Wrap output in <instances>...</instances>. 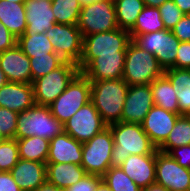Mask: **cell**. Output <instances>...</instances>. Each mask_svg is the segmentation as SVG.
<instances>
[{"instance_id": "cell-1", "label": "cell", "mask_w": 190, "mask_h": 191, "mask_svg": "<svg viewBox=\"0 0 190 191\" xmlns=\"http://www.w3.org/2000/svg\"><path fill=\"white\" fill-rule=\"evenodd\" d=\"M108 127L114 138L111 166L120 167L129 155L156 154L158 149L141 124L117 122Z\"/></svg>"}, {"instance_id": "cell-2", "label": "cell", "mask_w": 190, "mask_h": 191, "mask_svg": "<svg viewBox=\"0 0 190 191\" xmlns=\"http://www.w3.org/2000/svg\"><path fill=\"white\" fill-rule=\"evenodd\" d=\"M91 82L90 101L107 124L121 122L129 85L123 79Z\"/></svg>"}, {"instance_id": "cell-3", "label": "cell", "mask_w": 190, "mask_h": 191, "mask_svg": "<svg viewBox=\"0 0 190 191\" xmlns=\"http://www.w3.org/2000/svg\"><path fill=\"white\" fill-rule=\"evenodd\" d=\"M64 132V124L51 113L49 106L34 104L19 113L15 139L37 136L47 140Z\"/></svg>"}, {"instance_id": "cell-4", "label": "cell", "mask_w": 190, "mask_h": 191, "mask_svg": "<svg viewBox=\"0 0 190 191\" xmlns=\"http://www.w3.org/2000/svg\"><path fill=\"white\" fill-rule=\"evenodd\" d=\"M130 41L129 31L120 28L83 37L82 56L77 64L80 72L100 55H126Z\"/></svg>"}, {"instance_id": "cell-5", "label": "cell", "mask_w": 190, "mask_h": 191, "mask_svg": "<svg viewBox=\"0 0 190 191\" xmlns=\"http://www.w3.org/2000/svg\"><path fill=\"white\" fill-rule=\"evenodd\" d=\"M164 74L155 56L132 40L126 48L122 79L129 85H148Z\"/></svg>"}, {"instance_id": "cell-6", "label": "cell", "mask_w": 190, "mask_h": 191, "mask_svg": "<svg viewBox=\"0 0 190 191\" xmlns=\"http://www.w3.org/2000/svg\"><path fill=\"white\" fill-rule=\"evenodd\" d=\"M80 73L77 64L65 61L60 67L32 82L36 105L49 106Z\"/></svg>"}, {"instance_id": "cell-7", "label": "cell", "mask_w": 190, "mask_h": 191, "mask_svg": "<svg viewBox=\"0 0 190 191\" xmlns=\"http://www.w3.org/2000/svg\"><path fill=\"white\" fill-rule=\"evenodd\" d=\"M114 138L109 127L83 143L81 166L87 174L102 177L112 166Z\"/></svg>"}, {"instance_id": "cell-8", "label": "cell", "mask_w": 190, "mask_h": 191, "mask_svg": "<svg viewBox=\"0 0 190 191\" xmlns=\"http://www.w3.org/2000/svg\"><path fill=\"white\" fill-rule=\"evenodd\" d=\"M90 96L91 82L80 72L49 108L52 115L64 124L77 110L90 102Z\"/></svg>"}, {"instance_id": "cell-9", "label": "cell", "mask_w": 190, "mask_h": 191, "mask_svg": "<svg viewBox=\"0 0 190 191\" xmlns=\"http://www.w3.org/2000/svg\"><path fill=\"white\" fill-rule=\"evenodd\" d=\"M77 27L82 37L117 29L115 5L108 0H98L82 6Z\"/></svg>"}, {"instance_id": "cell-10", "label": "cell", "mask_w": 190, "mask_h": 191, "mask_svg": "<svg viewBox=\"0 0 190 191\" xmlns=\"http://www.w3.org/2000/svg\"><path fill=\"white\" fill-rule=\"evenodd\" d=\"M132 41L138 47L153 54L163 70L174 66L180 41L171 30L136 35Z\"/></svg>"}, {"instance_id": "cell-11", "label": "cell", "mask_w": 190, "mask_h": 191, "mask_svg": "<svg viewBox=\"0 0 190 191\" xmlns=\"http://www.w3.org/2000/svg\"><path fill=\"white\" fill-rule=\"evenodd\" d=\"M54 51L65 61L78 64L82 56L83 37L77 25L55 23L45 31Z\"/></svg>"}, {"instance_id": "cell-12", "label": "cell", "mask_w": 190, "mask_h": 191, "mask_svg": "<svg viewBox=\"0 0 190 191\" xmlns=\"http://www.w3.org/2000/svg\"><path fill=\"white\" fill-rule=\"evenodd\" d=\"M108 125L90 101L64 123V132L81 143L92 139Z\"/></svg>"}, {"instance_id": "cell-13", "label": "cell", "mask_w": 190, "mask_h": 191, "mask_svg": "<svg viewBox=\"0 0 190 191\" xmlns=\"http://www.w3.org/2000/svg\"><path fill=\"white\" fill-rule=\"evenodd\" d=\"M155 182L169 191H190V169L180 166L168 153L157 150Z\"/></svg>"}, {"instance_id": "cell-14", "label": "cell", "mask_w": 190, "mask_h": 191, "mask_svg": "<svg viewBox=\"0 0 190 191\" xmlns=\"http://www.w3.org/2000/svg\"><path fill=\"white\" fill-rule=\"evenodd\" d=\"M153 106L154 101L150 84L129 86L121 122L142 124Z\"/></svg>"}, {"instance_id": "cell-15", "label": "cell", "mask_w": 190, "mask_h": 191, "mask_svg": "<svg viewBox=\"0 0 190 191\" xmlns=\"http://www.w3.org/2000/svg\"><path fill=\"white\" fill-rule=\"evenodd\" d=\"M179 116L156 105L147 113L141 125L157 149L166 141Z\"/></svg>"}, {"instance_id": "cell-16", "label": "cell", "mask_w": 190, "mask_h": 191, "mask_svg": "<svg viewBox=\"0 0 190 191\" xmlns=\"http://www.w3.org/2000/svg\"><path fill=\"white\" fill-rule=\"evenodd\" d=\"M0 68L9 82L32 84L30 58L17 44L0 53Z\"/></svg>"}, {"instance_id": "cell-17", "label": "cell", "mask_w": 190, "mask_h": 191, "mask_svg": "<svg viewBox=\"0 0 190 191\" xmlns=\"http://www.w3.org/2000/svg\"><path fill=\"white\" fill-rule=\"evenodd\" d=\"M125 55H100L94 58L81 73L90 81L122 79Z\"/></svg>"}, {"instance_id": "cell-18", "label": "cell", "mask_w": 190, "mask_h": 191, "mask_svg": "<svg viewBox=\"0 0 190 191\" xmlns=\"http://www.w3.org/2000/svg\"><path fill=\"white\" fill-rule=\"evenodd\" d=\"M83 143L63 132L50 140L46 163H72L81 165Z\"/></svg>"}, {"instance_id": "cell-19", "label": "cell", "mask_w": 190, "mask_h": 191, "mask_svg": "<svg viewBox=\"0 0 190 191\" xmlns=\"http://www.w3.org/2000/svg\"><path fill=\"white\" fill-rule=\"evenodd\" d=\"M22 191H35L47 181L46 163L19 159L10 171Z\"/></svg>"}, {"instance_id": "cell-20", "label": "cell", "mask_w": 190, "mask_h": 191, "mask_svg": "<svg viewBox=\"0 0 190 191\" xmlns=\"http://www.w3.org/2000/svg\"><path fill=\"white\" fill-rule=\"evenodd\" d=\"M156 154L129 155L120 168L141 189L155 183Z\"/></svg>"}, {"instance_id": "cell-21", "label": "cell", "mask_w": 190, "mask_h": 191, "mask_svg": "<svg viewBox=\"0 0 190 191\" xmlns=\"http://www.w3.org/2000/svg\"><path fill=\"white\" fill-rule=\"evenodd\" d=\"M34 104L32 84L8 82L0 88V107L21 113Z\"/></svg>"}, {"instance_id": "cell-22", "label": "cell", "mask_w": 190, "mask_h": 191, "mask_svg": "<svg viewBox=\"0 0 190 191\" xmlns=\"http://www.w3.org/2000/svg\"><path fill=\"white\" fill-rule=\"evenodd\" d=\"M27 34L45 33L55 25V16L51 8V2L26 0Z\"/></svg>"}, {"instance_id": "cell-23", "label": "cell", "mask_w": 190, "mask_h": 191, "mask_svg": "<svg viewBox=\"0 0 190 191\" xmlns=\"http://www.w3.org/2000/svg\"><path fill=\"white\" fill-rule=\"evenodd\" d=\"M47 181L59 189H66L79 180L87 173L81 165L72 163H46Z\"/></svg>"}, {"instance_id": "cell-24", "label": "cell", "mask_w": 190, "mask_h": 191, "mask_svg": "<svg viewBox=\"0 0 190 191\" xmlns=\"http://www.w3.org/2000/svg\"><path fill=\"white\" fill-rule=\"evenodd\" d=\"M25 14L24 3L0 0V21L17 39L26 32Z\"/></svg>"}, {"instance_id": "cell-25", "label": "cell", "mask_w": 190, "mask_h": 191, "mask_svg": "<svg viewBox=\"0 0 190 191\" xmlns=\"http://www.w3.org/2000/svg\"><path fill=\"white\" fill-rule=\"evenodd\" d=\"M178 98L179 115H190V69L164 70Z\"/></svg>"}, {"instance_id": "cell-26", "label": "cell", "mask_w": 190, "mask_h": 191, "mask_svg": "<svg viewBox=\"0 0 190 191\" xmlns=\"http://www.w3.org/2000/svg\"><path fill=\"white\" fill-rule=\"evenodd\" d=\"M154 105L179 114L178 98L169 78L163 74L150 83Z\"/></svg>"}, {"instance_id": "cell-27", "label": "cell", "mask_w": 190, "mask_h": 191, "mask_svg": "<svg viewBox=\"0 0 190 191\" xmlns=\"http://www.w3.org/2000/svg\"><path fill=\"white\" fill-rule=\"evenodd\" d=\"M19 158L46 163L50 141L41 137L32 136L17 139Z\"/></svg>"}, {"instance_id": "cell-28", "label": "cell", "mask_w": 190, "mask_h": 191, "mask_svg": "<svg viewBox=\"0 0 190 191\" xmlns=\"http://www.w3.org/2000/svg\"><path fill=\"white\" fill-rule=\"evenodd\" d=\"M160 11L155 7L145 6L138 15L134 26L129 30L131 40L136 35L165 30Z\"/></svg>"}, {"instance_id": "cell-29", "label": "cell", "mask_w": 190, "mask_h": 191, "mask_svg": "<svg viewBox=\"0 0 190 191\" xmlns=\"http://www.w3.org/2000/svg\"><path fill=\"white\" fill-rule=\"evenodd\" d=\"M17 45L29 58L55 53L53 45L45 33H24L17 39Z\"/></svg>"}, {"instance_id": "cell-30", "label": "cell", "mask_w": 190, "mask_h": 191, "mask_svg": "<svg viewBox=\"0 0 190 191\" xmlns=\"http://www.w3.org/2000/svg\"><path fill=\"white\" fill-rule=\"evenodd\" d=\"M190 144V115H180L166 141L158 148L169 153L173 148Z\"/></svg>"}, {"instance_id": "cell-31", "label": "cell", "mask_w": 190, "mask_h": 191, "mask_svg": "<svg viewBox=\"0 0 190 191\" xmlns=\"http://www.w3.org/2000/svg\"><path fill=\"white\" fill-rule=\"evenodd\" d=\"M115 5L118 28L130 30L145 7L143 0H121Z\"/></svg>"}, {"instance_id": "cell-32", "label": "cell", "mask_w": 190, "mask_h": 191, "mask_svg": "<svg viewBox=\"0 0 190 191\" xmlns=\"http://www.w3.org/2000/svg\"><path fill=\"white\" fill-rule=\"evenodd\" d=\"M51 8L56 23L77 25L82 8L79 0H53Z\"/></svg>"}, {"instance_id": "cell-33", "label": "cell", "mask_w": 190, "mask_h": 191, "mask_svg": "<svg viewBox=\"0 0 190 191\" xmlns=\"http://www.w3.org/2000/svg\"><path fill=\"white\" fill-rule=\"evenodd\" d=\"M64 62L65 60L56 53H48L30 58L32 82L57 69Z\"/></svg>"}, {"instance_id": "cell-34", "label": "cell", "mask_w": 190, "mask_h": 191, "mask_svg": "<svg viewBox=\"0 0 190 191\" xmlns=\"http://www.w3.org/2000/svg\"><path fill=\"white\" fill-rule=\"evenodd\" d=\"M102 180L112 191H141V188L120 167H111Z\"/></svg>"}, {"instance_id": "cell-35", "label": "cell", "mask_w": 190, "mask_h": 191, "mask_svg": "<svg viewBox=\"0 0 190 191\" xmlns=\"http://www.w3.org/2000/svg\"><path fill=\"white\" fill-rule=\"evenodd\" d=\"M19 159L17 139L0 141V171L10 172Z\"/></svg>"}, {"instance_id": "cell-36", "label": "cell", "mask_w": 190, "mask_h": 191, "mask_svg": "<svg viewBox=\"0 0 190 191\" xmlns=\"http://www.w3.org/2000/svg\"><path fill=\"white\" fill-rule=\"evenodd\" d=\"M19 113L0 107V135L3 139H15Z\"/></svg>"}, {"instance_id": "cell-37", "label": "cell", "mask_w": 190, "mask_h": 191, "mask_svg": "<svg viewBox=\"0 0 190 191\" xmlns=\"http://www.w3.org/2000/svg\"><path fill=\"white\" fill-rule=\"evenodd\" d=\"M158 9L167 30H171L184 16V13L176 6L173 0L164 2Z\"/></svg>"}, {"instance_id": "cell-38", "label": "cell", "mask_w": 190, "mask_h": 191, "mask_svg": "<svg viewBox=\"0 0 190 191\" xmlns=\"http://www.w3.org/2000/svg\"><path fill=\"white\" fill-rule=\"evenodd\" d=\"M102 177L86 174L81 180L63 191H95Z\"/></svg>"}, {"instance_id": "cell-39", "label": "cell", "mask_w": 190, "mask_h": 191, "mask_svg": "<svg viewBox=\"0 0 190 191\" xmlns=\"http://www.w3.org/2000/svg\"><path fill=\"white\" fill-rule=\"evenodd\" d=\"M172 68L190 69V41L180 42L176 61Z\"/></svg>"}, {"instance_id": "cell-40", "label": "cell", "mask_w": 190, "mask_h": 191, "mask_svg": "<svg viewBox=\"0 0 190 191\" xmlns=\"http://www.w3.org/2000/svg\"><path fill=\"white\" fill-rule=\"evenodd\" d=\"M171 31L180 42L190 41V14H184Z\"/></svg>"}, {"instance_id": "cell-41", "label": "cell", "mask_w": 190, "mask_h": 191, "mask_svg": "<svg viewBox=\"0 0 190 191\" xmlns=\"http://www.w3.org/2000/svg\"><path fill=\"white\" fill-rule=\"evenodd\" d=\"M177 163L187 169H190V144L173 148L168 153Z\"/></svg>"}, {"instance_id": "cell-42", "label": "cell", "mask_w": 190, "mask_h": 191, "mask_svg": "<svg viewBox=\"0 0 190 191\" xmlns=\"http://www.w3.org/2000/svg\"><path fill=\"white\" fill-rule=\"evenodd\" d=\"M17 44V38L0 21V53L11 49Z\"/></svg>"}, {"instance_id": "cell-43", "label": "cell", "mask_w": 190, "mask_h": 191, "mask_svg": "<svg viewBox=\"0 0 190 191\" xmlns=\"http://www.w3.org/2000/svg\"><path fill=\"white\" fill-rule=\"evenodd\" d=\"M0 191H22L10 172L0 171Z\"/></svg>"}, {"instance_id": "cell-44", "label": "cell", "mask_w": 190, "mask_h": 191, "mask_svg": "<svg viewBox=\"0 0 190 191\" xmlns=\"http://www.w3.org/2000/svg\"><path fill=\"white\" fill-rule=\"evenodd\" d=\"M173 2L184 14H190V0H173Z\"/></svg>"}, {"instance_id": "cell-45", "label": "cell", "mask_w": 190, "mask_h": 191, "mask_svg": "<svg viewBox=\"0 0 190 191\" xmlns=\"http://www.w3.org/2000/svg\"><path fill=\"white\" fill-rule=\"evenodd\" d=\"M35 191H63L62 189H59L58 187H56L55 185L49 183L48 181H46L45 183H43L37 190Z\"/></svg>"}, {"instance_id": "cell-46", "label": "cell", "mask_w": 190, "mask_h": 191, "mask_svg": "<svg viewBox=\"0 0 190 191\" xmlns=\"http://www.w3.org/2000/svg\"><path fill=\"white\" fill-rule=\"evenodd\" d=\"M141 191H169V190L166 189L164 186L155 182L147 187L142 188Z\"/></svg>"}, {"instance_id": "cell-47", "label": "cell", "mask_w": 190, "mask_h": 191, "mask_svg": "<svg viewBox=\"0 0 190 191\" xmlns=\"http://www.w3.org/2000/svg\"><path fill=\"white\" fill-rule=\"evenodd\" d=\"M145 3V6L148 7H155L158 8L160 7L164 2L168 1V0H143Z\"/></svg>"}, {"instance_id": "cell-48", "label": "cell", "mask_w": 190, "mask_h": 191, "mask_svg": "<svg viewBox=\"0 0 190 191\" xmlns=\"http://www.w3.org/2000/svg\"><path fill=\"white\" fill-rule=\"evenodd\" d=\"M95 191H112L109 186L103 181L101 180L96 187Z\"/></svg>"}, {"instance_id": "cell-49", "label": "cell", "mask_w": 190, "mask_h": 191, "mask_svg": "<svg viewBox=\"0 0 190 191\" xmlns=\"http://www.w3.org/2000/svg\"><path fill=\"white\" fill-rule=\"evenodd\" d=\"M8 79L2 69L0 68V88L4 86L6 83H8Z\"/></svg>"}, {"instance_id": "cell-50", "label": "cell", "mask_w": 190, "mask_h": 191, "mask_svg": "<svg viewBox=\"0 0 190 191\" xmlns=\"http://www.w3.org/2000/svg\"><path fill=\"white\" fill-rule=\"evenodd\" d=\"M96 1H98V0H79V3L81 4V6H85V5L91 4Z\"/></svg>"}, {"instance_id": "cell-51", "label": "cell", "mask_w": 190, "mask_h": 191, "mask_svg": "<svg viewBox=\"0 0 190 191\" xmlns=\"http://www.w3.org/2000/svg\"><path fill=\"white\" fill-rule=\"evenodd\" d=\"M7 1L15 2V3H25L26 2V0H7Z\"/></svg>"}, {"instance_id": "cell-52", "label": "cell", "mask_w": 190, "mask_h": 191, "mask_svg": "<svg viewBox=\"0 0 190 191\" xmlns=\"http://www.w3.org/2000/svg\"><path fill=\"white\" fill-rule=\"evenodd\" d=\"M110 2H112L113 4H116L117 2L121 1V0H108Z\"/></svg>"}, {"instance_id": "cell-53", "label": "cell", "mask_w": 190, "mask_h": 191, "mask_svg": "<svg viewBox=\"0 0 190 191\" xmlns=\"http://www.w3.org/2000/svg\"><path fill=\"white\" fill-rule=\"evenodd\" d=\"M35 1H46V2H52L53 0H35Z\"/></svg>"}]
</instances>
